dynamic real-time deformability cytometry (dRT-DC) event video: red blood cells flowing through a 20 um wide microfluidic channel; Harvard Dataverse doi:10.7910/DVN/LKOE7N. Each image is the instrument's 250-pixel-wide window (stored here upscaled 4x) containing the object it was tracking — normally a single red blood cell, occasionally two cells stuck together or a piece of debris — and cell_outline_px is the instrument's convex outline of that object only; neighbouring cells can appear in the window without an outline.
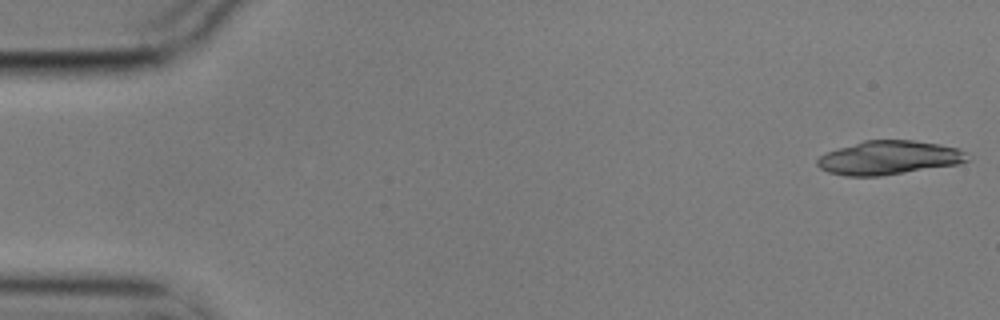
{"species": "common noctule bat (a hibernating species)", "species_latin": "Nyctalus noctula", "temperature_condition": "cold", "stored_images_in_passage": 5, "camera_frame_rate_fps": 3000, "um_per_image_px": 0.085, "animal": {"sex": "male", "body_mass_g": 17.9}, "frame": {"image": 1, "passage_image": 1, "time_ms": 0.0, "image_size_px": [1000, 320], "cell_outline_px": [[968, 160], [956, 164], [880, 176], [844, 176], [828, 172], [820, 168], [816, 164], [816, 160], [824, 152], [864, 140], [912, 140], [940, 144], [956, 148], [964, 152]], "centroid_in_image_um": [75.47, 13.4], "position_along_channel_um": 9.5, "area_um2": 29.36}}